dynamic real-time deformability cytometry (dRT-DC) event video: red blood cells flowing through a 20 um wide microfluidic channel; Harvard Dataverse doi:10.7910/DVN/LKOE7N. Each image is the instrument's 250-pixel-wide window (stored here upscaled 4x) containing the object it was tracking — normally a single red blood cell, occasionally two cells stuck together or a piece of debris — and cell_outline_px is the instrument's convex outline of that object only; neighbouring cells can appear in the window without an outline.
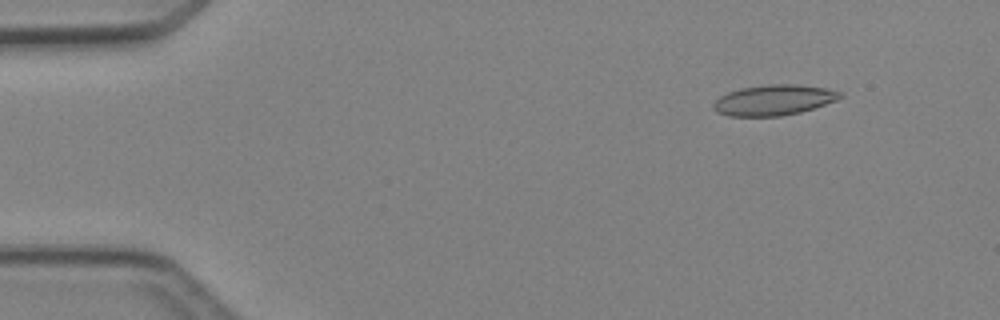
{"species": "Egyptian fruit bat (a non-hibernating species)", "species_latin": "Rousettus aegyptiacus", "temperature_condition": "cold", "stored_images_in_passage": 4, "camera_frame_rate_fps": 3000, "um_per_image_px": 0.085, "animal": {"sex": "female"}, "frame": {"image": 1, "passage_image": 2, "time_ms": 1.0, "image_size_px": [1000, 320], "cell_outline_px": [[844, 96], [836, 100], [800, 112], [780, 116], [728, 116], [716, 112], [712, 108], [712, 104], [720, 96], [728, 92], [740, 88], [768, 84], [792, 84], [828, 88], [844, 92]], "centroid_in_image_um": [65.76, 8.5], "position_along_channel_um": 19.2, "area_um2": 22.6}}
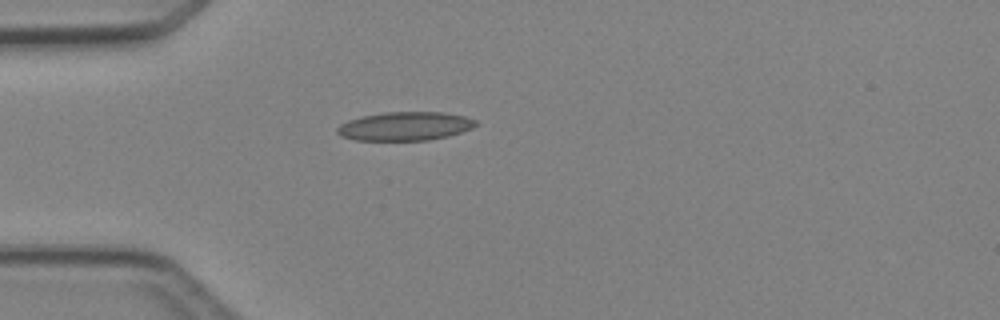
{"frame": {"image": 2, "passage_image": 4, "time_ms": 3.667, "image_size_px": [1000, 320], "cell_outline_px": [[476, 124], [472, 128], [448, 136], [428, 140], [356, 140], [340, 136], [336, 132], [336, 128], [340, 124], [348, 120], [360, 116], [384, 112], [444, 112], [464, 116], [476, 120]], "centroid_in_image_um": [34.39, 10.72], "position_along_channel_um": 50.6, "area_um2": 23.18}}